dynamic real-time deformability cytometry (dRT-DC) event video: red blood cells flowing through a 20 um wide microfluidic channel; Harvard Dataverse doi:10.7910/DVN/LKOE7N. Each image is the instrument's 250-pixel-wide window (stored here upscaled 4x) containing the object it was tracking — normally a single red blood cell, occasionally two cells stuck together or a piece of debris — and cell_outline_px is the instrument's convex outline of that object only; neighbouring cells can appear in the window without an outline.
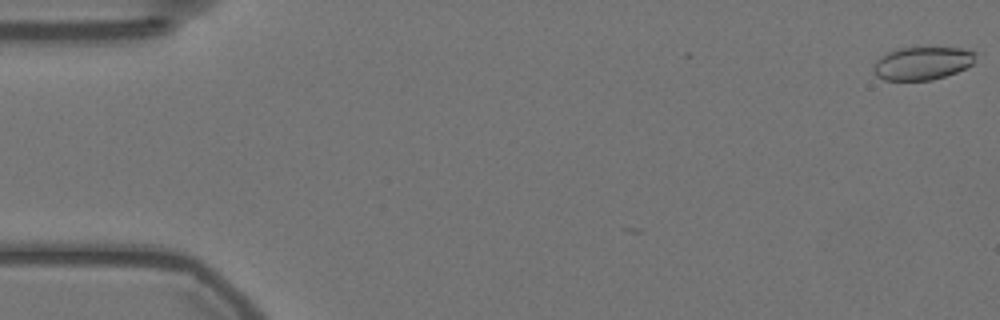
{"species": "Egyptian fruit bat (a non-hibernating species)", "species_latin": "Rousettus aegyptiacus", "temperature_condition": "warm", "stored_images_in_passage": 7, "camera_frame_rate_fps": 3000, "um_per_image_px": 0.085, "animal": {"sex": "female"}, "frame": {"image": 1, "passage_image": 1, "time_ms": 0.0, "image_size_px": [1000, 320], "cell_outline_px": [[976, 52], [972, 64], [956, 72], [932, 80], [884, 80], [876, 76], [872, 72], [872, 68], [876, 60], [880, 56], [896, 48], [960, 48]], "centroid_in_image_um": [78.33, 5.38], "position_along_channel_um": 6.7, "area_um2": 19.59}}